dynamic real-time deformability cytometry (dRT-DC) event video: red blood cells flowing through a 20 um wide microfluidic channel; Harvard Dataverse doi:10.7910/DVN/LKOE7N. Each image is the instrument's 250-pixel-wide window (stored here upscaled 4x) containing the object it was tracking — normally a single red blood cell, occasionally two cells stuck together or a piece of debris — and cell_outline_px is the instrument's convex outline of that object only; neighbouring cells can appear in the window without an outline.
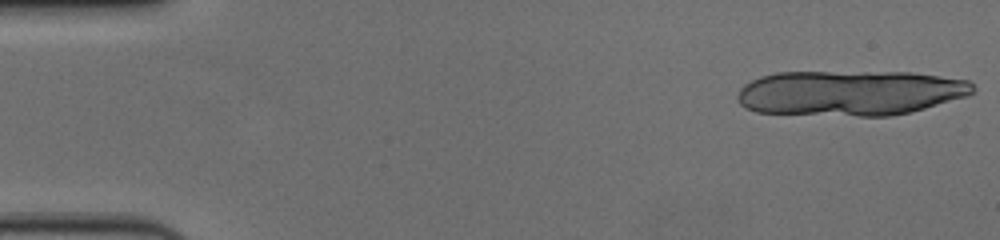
{"species": "human", "species_latin": "Homo sapiens", "temperature_condition": "cold", "stored_images_in_passage": 18, "camera_frame_rate_fps": 3000, "um_per_image_px": 0.085, "donor": {"sex": "female"}, "frame": {"image": 1, "passage_image": 1, "time_ms": 0.0, "image_size_px": [1000, 240], "cell_outline_px": [[976, 88], [968, 96], [924, 108], [892, 116], [856, 116], [756, 112], [744, 108], [740, 104], [736, 96], [740, 88], [744, 84], [760, 76], [776, 72], [912, 72], [968, 80]], "centroid_in_image_um": [72.23, 7.89], "position_along_channel_um": 12.8, "area_um2": 62.37}}